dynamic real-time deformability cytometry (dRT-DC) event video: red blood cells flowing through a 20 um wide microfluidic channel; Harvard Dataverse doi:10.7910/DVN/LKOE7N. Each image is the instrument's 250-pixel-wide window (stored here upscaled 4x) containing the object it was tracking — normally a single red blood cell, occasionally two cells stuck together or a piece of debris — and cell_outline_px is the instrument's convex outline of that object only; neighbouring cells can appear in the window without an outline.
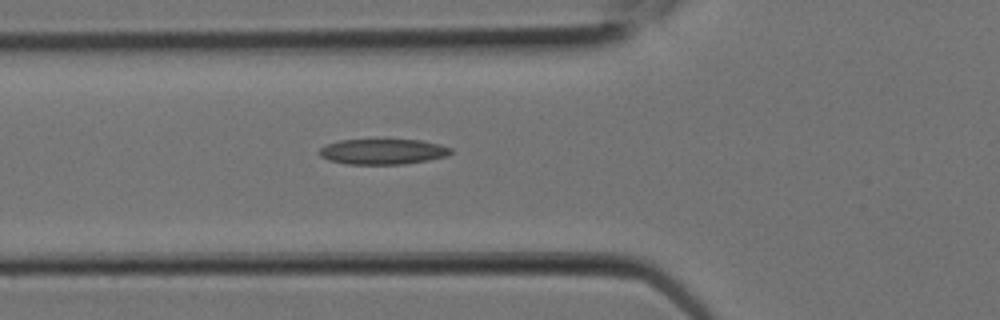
{"species": "Egyptian fruit bat (a non-hibernating species)", "species_latin": "Rousettus aegyptiacus", "temperature_condition": "room temperature", "stored_images_in_passage": 3, "camera_frame_rate_fps": 3000, "um_per_image_px": 0.085, "animal": {"sex": "female"}, "frame": {"image": 1, "passage_image": 3, "time_ms": 0.667, "image_size_px": [1000, 320], "cell_outline_px": [[452, 152], [448, 156], [428, 160], [404, 164], [348, 164], [328, 160], [320, 156], [320, 148], [328, 144], [340, 140], [420, 140], [440, 144], [452, 148]], "centroid_in_image_um": [32.57, 12.89], "position_along_channel_um": 93.2, "area_um2": 19.42}}